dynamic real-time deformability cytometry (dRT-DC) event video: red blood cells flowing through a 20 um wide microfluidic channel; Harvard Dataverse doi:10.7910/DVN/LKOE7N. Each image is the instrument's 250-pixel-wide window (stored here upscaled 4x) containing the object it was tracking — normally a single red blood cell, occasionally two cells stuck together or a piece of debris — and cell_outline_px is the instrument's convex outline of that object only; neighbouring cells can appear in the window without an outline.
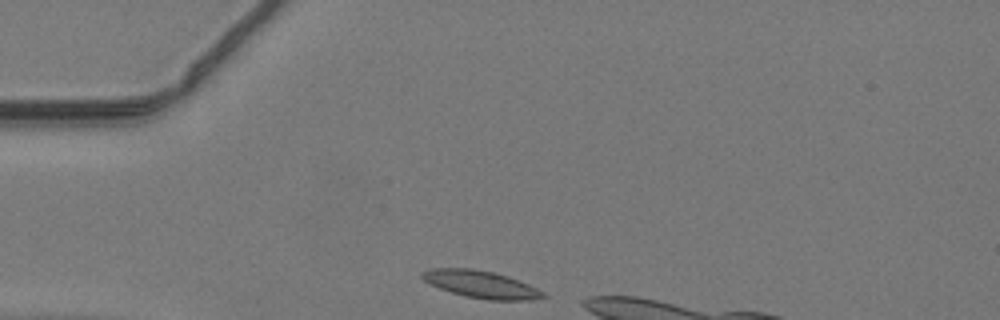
{"species": "common noctule bat (a hibernating species)", "species_latin": "Nyctalus noctula", "temperature_condition": "warm", "stored_images_in_passage": 7, "camera_frame_rate_fps": 3000, "um_per_image_px": 0.085, "animal": {"sex": "male", "body_mass_g": 19.2, "forearm_length_mm": 51.8}, "frame": {"image": 1, "passage_image": 1, "time_ms": 0.0, "image_size_px": [1000, 320], "cell_outline_px": [[548, 296], [532, 300], [488, 300], [464, 296], [440, 288], [424, 280], [420, 276], [420, 272], [432, 268], [472, 268], [492, 272], [508, 276], [528, 284], [544, 292]], "centroid_in_image_um": [40.89, 24.17], "position_along_channel_um": 44.1, "area_um2": 19.19}}
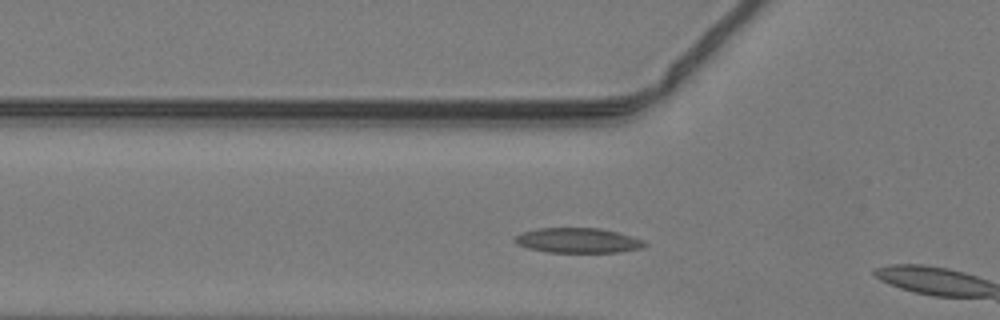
{"frame": {"image": 2, "passage_image": 5, "time_ms": 1.333, "image_size_px": [1000, 320], "cell_outline_px": [[648, 244], [644, 248], [620, 252], [548, 252], [528, 248], [516, 244], [516, 236], [524, 232], [536, 228], [600, 228], [632, 236], [644, 240]], "centroid_in_image_um": [49.18, 20.44], "position_along_channel_um": 76.6, "area_um2": 18.84}}